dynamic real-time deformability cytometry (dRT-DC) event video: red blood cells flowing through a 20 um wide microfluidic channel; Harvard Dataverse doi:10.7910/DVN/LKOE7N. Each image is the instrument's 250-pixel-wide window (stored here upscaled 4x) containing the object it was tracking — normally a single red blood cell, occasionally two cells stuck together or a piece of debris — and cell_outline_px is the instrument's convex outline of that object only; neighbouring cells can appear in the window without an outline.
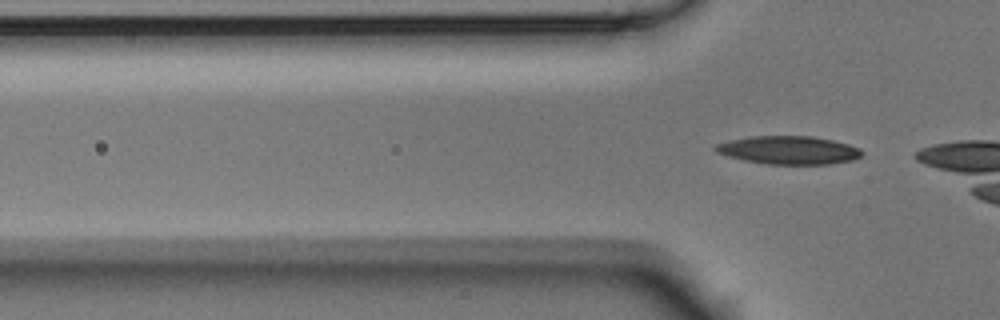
{"species": "Egyptian fruit bat (a non-hibernating species)", "species_latin": "Rousettus aegyptiacus", "temperature_condition": "room temperature", "stored_images_in_passage": 3, "camera_frame_rate_fps": 3000, "um_per_image_px": 0.085, "animal": {"sex": "male"}, "frame": {"image": 1, "passage_image": 3, "time_ms": 0.667, "image_size_px": [1000, 320], "cell_outline_px": [[864, 152], [860, 156], [852, 160], [828, 164], [768, 164], [744, 160], [728, 156], [716, 152], [712, 148], [716, 144], [728, 140], [748, 136], [812, 136], [832, 140], [848, 144], [860, 148]], "centroid_in_image_um": [67.01, 12.75], "position_along_channel_um": 58.8, "area_um2": 24.1}}